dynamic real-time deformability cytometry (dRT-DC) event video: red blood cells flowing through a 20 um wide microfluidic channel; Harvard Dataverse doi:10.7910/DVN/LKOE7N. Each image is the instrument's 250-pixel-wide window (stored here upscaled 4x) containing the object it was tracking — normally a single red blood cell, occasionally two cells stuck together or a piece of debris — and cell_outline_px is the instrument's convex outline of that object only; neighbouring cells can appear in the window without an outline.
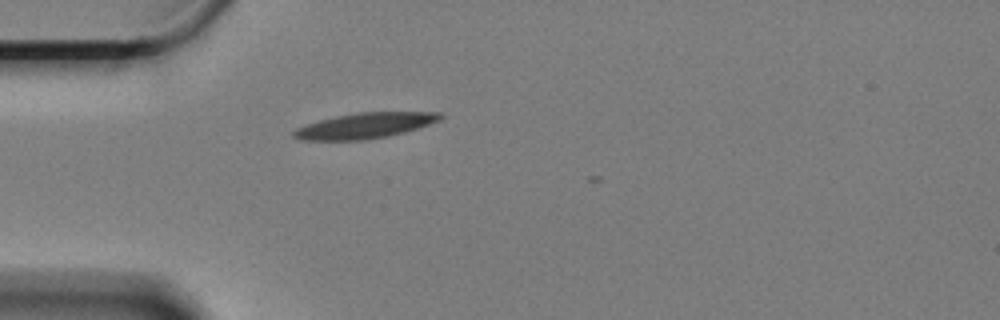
{"species": "Egyptian fruit bat (a non-hibernating species)", "species_latin": "Rousettus aegyptiacus", "temperature_condition": "cold", "stored_images_in_passage": 5, "camera_frame_rate_fps": 3000, "um_per_image_px": 0.085, "animal": {"sex": "female"}, "frame": {"image": 1, "passage_image": 2, "time_ms": 0.333, "image_size_px": [1000, 320], "cell_outline_px": [[444, 116], [440, 120], [404, 132], [388, 136], [364, 140], [300, 140], [292, 136], [292, 132], [296, 128], [320, 120], [336, 116], [356, 112], [444, 112]], "centroid_in_image_um": [31.02, 10.67], "position_along_channel_um": 54.0, "area_um2": 21.73}}